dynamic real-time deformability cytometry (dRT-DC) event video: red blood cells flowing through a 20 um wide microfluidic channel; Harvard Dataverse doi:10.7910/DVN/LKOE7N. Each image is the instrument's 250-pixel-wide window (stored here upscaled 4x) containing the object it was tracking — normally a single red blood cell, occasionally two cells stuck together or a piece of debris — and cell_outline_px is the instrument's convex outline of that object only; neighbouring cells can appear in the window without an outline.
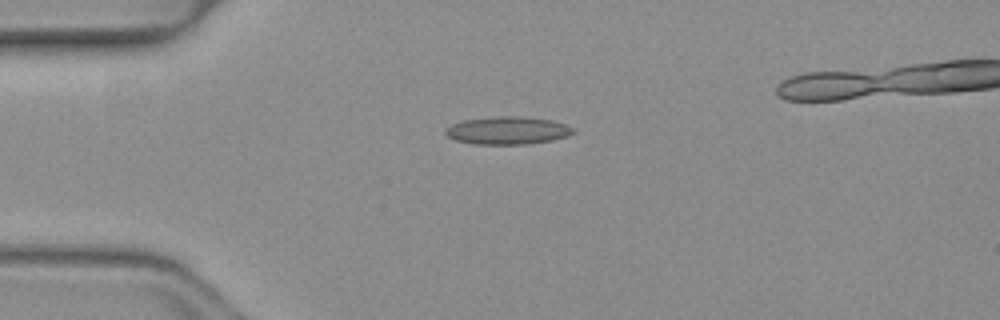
{"species": "common noctule bat (a hibernating species)", "species_latin": "Nyctalus noctula", "temperature_condition": "warm", "stored_images_in_passage": 36, "camera_frame_rate_fps": 3000, "um_per_image_px": 0.085, "animal": {"sex": "female", "body_mass_g": 19.3, "forearm_length_mm": 54.1}, "frame": {"image": 1, "passage_image": 1, "time_ms": 0.0, "image_size_px": [1000, 320], "cell_outline_px": [[576, 132], [568, 136], [552, 140], [528, 144], [472, 144], [456, 140], [448, 136], [444, 132], [444, 128], [452, 124], [464, 120], [496, 116], [520, 116], [552, 120], [564, 124], [572, 128]], "centroid_in_image_um": [43.13, 11.09], "position_along_channel_um": 41.9, "area_um2": 20.69}}
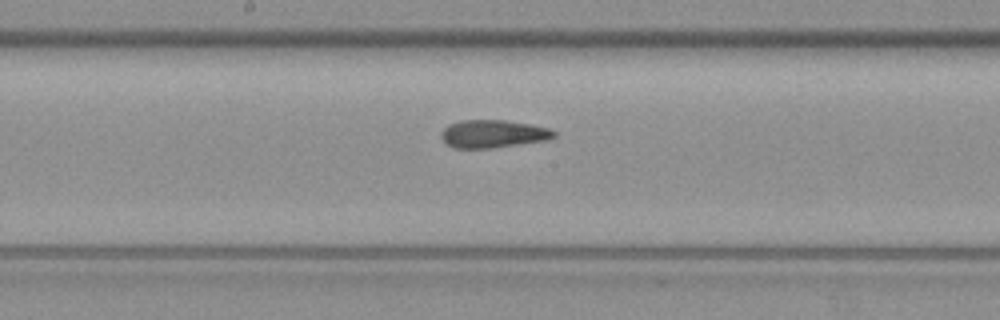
{"frame": {"image": 2, "passage_image": 15, "time_ms": 4.667, "image_size_px": [1000, 320], "cell_outline_px": [[556, 136], [548, 140], [492, 148], [452, 148], [440, 136], [440, 132], [448, 124], [460, 120], [504, 120], [532, 124], [548, 128], [556, 132]], "centroid_in_image_um": [41.91, 11.37], "position_along_channel_um": 206.3, "area_um2": 18.44}}
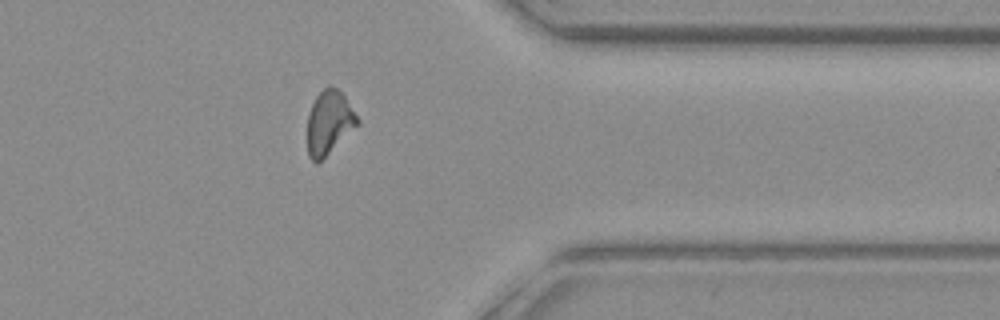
{"frame": {"image": 3, "passage_image": 29, "time_ms": 9.333, "image_size_px": [1000, 320], "cell_outline_px": [[360, 124], [316, 164], [308, 156], [308, 112], [316, 96], [328, 84], [336, 88], [344, 96], [360, 120]], "centroid_in_image_um": [27.98, 10.4], "position_along_channel_um": 383.4, "area_um2": 18.44}, "authors_computed_cell_mechanics": {"area_um2": 18.785, "velocity_mm_per_s": 4.0624, "shape_relaxation_time_tau1_ms": null, "shape_relaxation_time_tau2_ms": 2.9572, "deformation_change_tau1": null, "deformation_change_tau2": 0.1096}}